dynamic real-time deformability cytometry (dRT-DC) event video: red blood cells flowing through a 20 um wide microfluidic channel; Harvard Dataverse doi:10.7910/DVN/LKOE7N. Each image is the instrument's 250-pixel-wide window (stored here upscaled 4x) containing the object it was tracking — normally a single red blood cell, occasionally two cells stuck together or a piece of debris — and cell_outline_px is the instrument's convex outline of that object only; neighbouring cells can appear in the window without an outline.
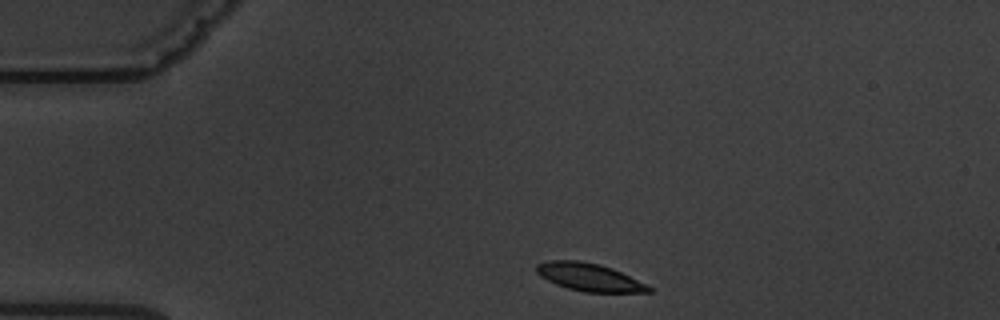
{"species": "common noctule bat (a hibernating species)", "species_latin": "Nyctalus noctula", "temperature_condition": "warm", "stored_images_in_passage": 5, "camera_frame_rate_fps": 3000, "um_per_image_px": 0.085, "animal": {"sex": "male", "body_mass_g": 19.5, "forearm_length_mm": 54.6}, "frame": {"image": 1, "passage_image": 1, "time_ms": 0.0, "image_size_px": [1000, 320], "cell_outline_px": [[652, 292], [584, 292], [568, 288], [556, 284], [540, 276], [536, 272], [536, 264], [548, 260], [580, 260], [600, 264], [612, 268], [652, 288]], "centroid_in_image_um": [50.03, 23.54], "position_along_channel_um": 35.0, "area_um2": 17.98}}
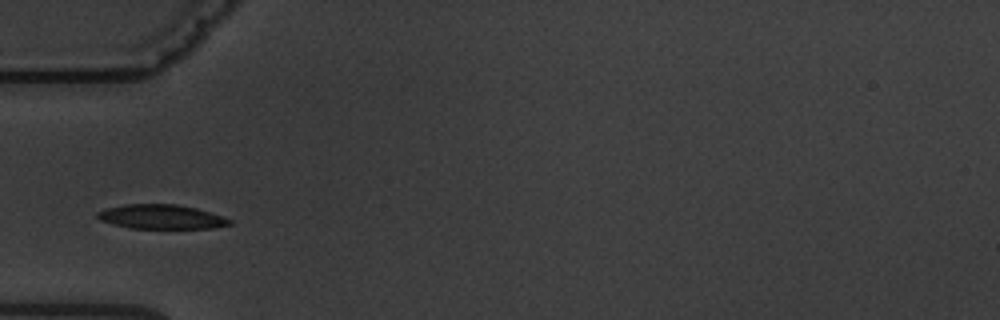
{"frame": {"image": 2, "passage_image": 3, "time_ms": 2.333, "image_size_px": [1000, 320], "cell_outline_px": [[232, 224], [212, 228], [132, 228], [112, 224], [100, 220], [96, 216], [96, 212], [104, 208], [124, 204], [176, 204], [196, 208], [224, 216], [232, 220]], "centroid_in_image_um": [13.69, 18.42], "position_along_channel_um": 71.3, "area_um2": 18.84}}
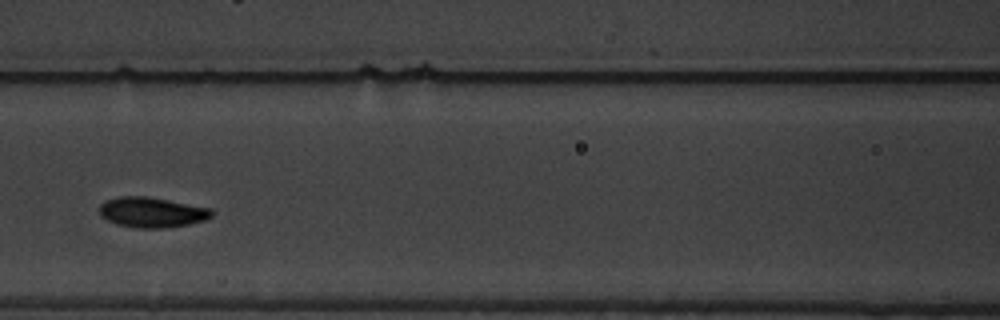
{"frame": {"image": 3, "passage_image": 5, "time_ms": 4.667, "image_size_px": [1000, 320], "cell_outline_px": [[216, 212], [212, 216], [204, 220], [188, 224], [164, 228], [136, 228], [116, 224], [100, 216], [100, 204], [104, 200], [120, 196], [148, 196], [212, 208]], "centroid_in_image_um": [12.92, 18.04], "position_along_channel_um": 153.7, "area_um2": 20.0}}